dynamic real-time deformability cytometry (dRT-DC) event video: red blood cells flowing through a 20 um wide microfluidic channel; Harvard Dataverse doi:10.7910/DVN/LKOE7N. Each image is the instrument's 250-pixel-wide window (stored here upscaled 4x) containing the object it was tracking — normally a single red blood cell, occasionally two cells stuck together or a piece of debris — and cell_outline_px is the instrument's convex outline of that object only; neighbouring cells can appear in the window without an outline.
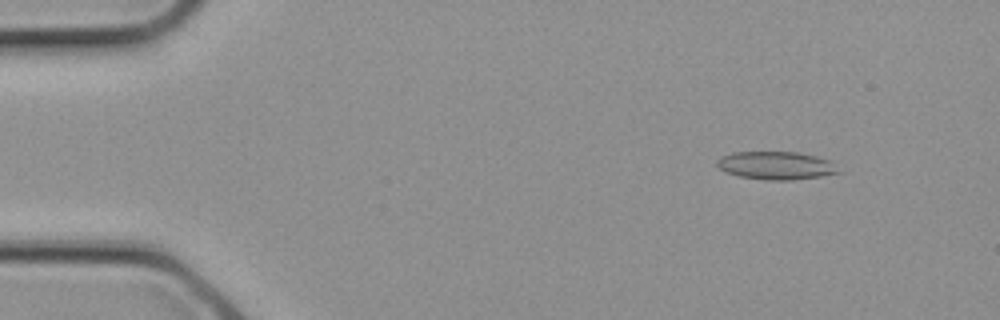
{"species": "common noctule bat (a hibernating species)", "species_latin": "Nyctalus noctula", "temperature_condition": "cold", "stored_images_in_passage": 2, "camera_frame_rate_fps": 3000, "um_per_image_px": 0.085, "animal": {"sex": "female", "body_mass_g": 21.9}, "frame": {"image": 1, "passage_image": 1, "time_ms": 0.0, "image_size_px": [1000, 320], "cell_outline_px": [[844, 172], [820, 176], [792, 180], [764, 180], [740, 176], [728, 172], [720, 168], [716, 164], [716, 160], [720, 156], [732, 152], [800, 152], [816, 156], [828, 160]], "centroid_in_image_um": [65.97, 14.06], "position_along_channel_um": 19.0, "area_um2": 19.88}}